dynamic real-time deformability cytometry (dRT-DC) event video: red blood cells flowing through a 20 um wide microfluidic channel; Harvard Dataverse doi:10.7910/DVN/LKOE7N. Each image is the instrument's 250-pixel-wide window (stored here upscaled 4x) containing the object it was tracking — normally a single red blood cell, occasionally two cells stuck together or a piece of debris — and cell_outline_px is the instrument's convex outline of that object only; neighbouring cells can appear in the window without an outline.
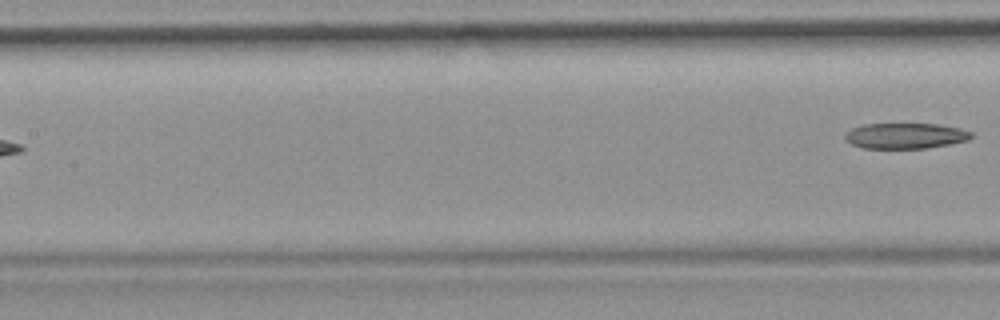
{"species": "common noctule bat (a hibernating species)", "species_latin": "Nyctalus noctula", "temperature_condition": "room temperature", "stored_images_in_passage": 5, "segment_of_instrument_passage": [2, 2], "camera_frame_rate_fps": 3000, "um_per_image_px": 0.085, "animal": {"sex": "female", "body_mass_g": 19.9}, "frame": {"image": 1, "passage_image": 5, "time_ms": 4.667, "image_size_px": [1000, 320], "cell_outline_px": [[972, 136], [968, 140], [928, 148], [864, 148], [852, 144], [844, 136], [852, 128], [864, 124], [936, 124], [960, 128], [972, 132]], "centroid_in_image_um": [76.98, 11.54], "position_along_channel_um": 130.4, "area_um2": 18.61}}